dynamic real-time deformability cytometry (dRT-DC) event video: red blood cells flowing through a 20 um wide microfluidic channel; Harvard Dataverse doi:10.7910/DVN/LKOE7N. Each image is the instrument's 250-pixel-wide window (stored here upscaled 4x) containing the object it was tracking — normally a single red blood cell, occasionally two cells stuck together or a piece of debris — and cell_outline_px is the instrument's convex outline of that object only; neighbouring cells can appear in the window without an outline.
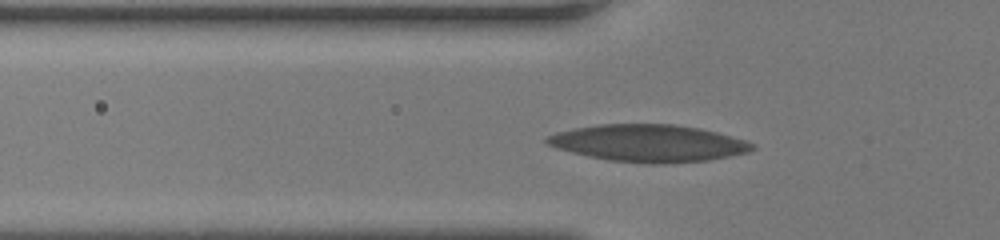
{"species": "human", "species_latin": "Homo sapiens", "temperature_condition": "room temperature", "stored_images_in_passage": 40, "camera_frame_rate_fps": 3000, "um_per_image_px": 0.085, "donor": {"sex": "female"}, "frame": {"image": 1, "passage_image": 6, "time_ms": 1.667, "image_size_px": [1000, 240], "cell_outline_px": [[756, 148], [748, 152], [708, 160], [668, 164], [652, 164], [608, 160], [588, 156], [556, 148], [548, 144], [544, 140], [544, 136], [556, 132], [576, 128], [600, 124], [672, 124], [700, 128], [716, 132], [744, 140], [756, 144]], "centroid_in_image_um": [55.11, 12.17], "position_along_channel_um": 70.7, "area_um2": 44.45}}
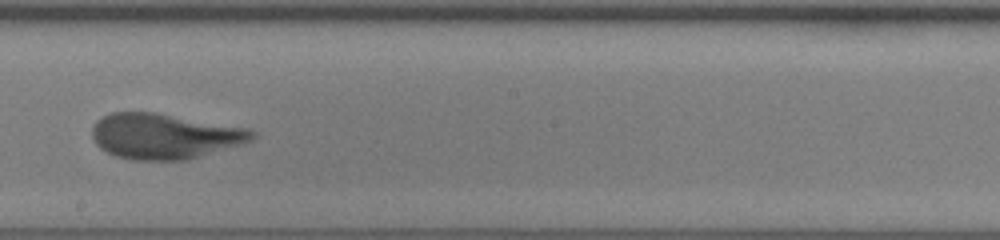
{"frame": {"image": 2, "passage_image": 18, "time_ms": 5.667, "image_size_px": [1000, 240], "cell_outline_px": [[256, 136], [252, 140], [240, 144], [184, 160], [132, 160], [116, 156], [100, 148], [96, 144], [92, 136], [92, 128], [96, 120], [112, 112], [156, 112], [248, 128], [256, 132]], "centroid_in_image_um": [13.95, 11.56], "position_along_channel_um": 234.2, "area_um2": 42.14}}
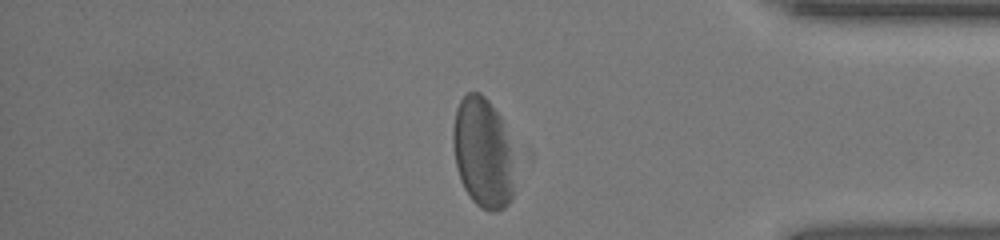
{"frame": {"image": 3, "passage_image": 31, "time_ms": 10.0, "image_size_px": [1000, 240], "cell_outline_px": [[512, 200], [504, 208], [496, 212], [488, 212], [480, 208], [472, 200], [464, 188], [460, 180], [456, 168], [452, 144], [452, 128], [456, 108], [460, 100], [468, 92], [480, 92], [488, 100], [500, 116], [508, 144], [512, 188]], "centroid_in_image_um": [40.96, 13.0], "position_along_channel_um": 394.2, "area_um2": 39.02}, "authors_computed_cell_mechanics": {"area_um2": 42.772, "velocity_mm_per_s": 4.1264, "shape_relaxation_time_tau1_ms": 3.056, "shape_relaxation_time_tau2_ms": 1.3323, "deformation_change_tau1": 0.1469, "deformation_change_tau2": 0.0881}}